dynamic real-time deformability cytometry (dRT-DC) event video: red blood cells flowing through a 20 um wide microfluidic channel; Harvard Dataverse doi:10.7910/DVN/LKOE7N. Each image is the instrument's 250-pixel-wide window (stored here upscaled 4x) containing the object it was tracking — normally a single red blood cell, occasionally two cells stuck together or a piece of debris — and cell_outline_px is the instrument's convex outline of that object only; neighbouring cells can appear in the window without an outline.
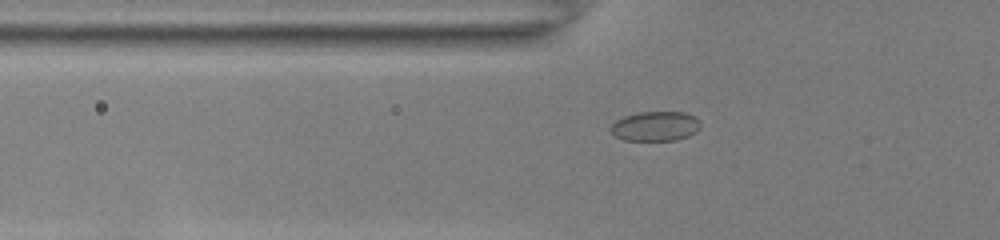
{"species": "common noctule bat (a hibernating species)", "species_latin": "Nyctalus noctula", "temperature_condition": "room temperature", "stored_images_in_passage": 43, "camera_frame_rate_fps": 3000, "um_per_image_px": 0.085, "animal": {"sex": "female", "body_mass_g": 22.0, "forearm_length_mm": 56.7}, "frame": {"image": 1, "passage_image": 10, "time_ms": 3.0, "image_size_px": [1000, 240], "cell_outline_px": [[700, 128], [696, 132], [688, 136], [676, 140], [624, 140], [616, 136], [608, 128], [616, 120], [624, 116], [640, 112], [688, 112], [696, 116], [700, 120]], "centroid_in_image_um": [55.74, 10.72], "position_along_channel_um": 70.1, "area_um2": 15.66}}
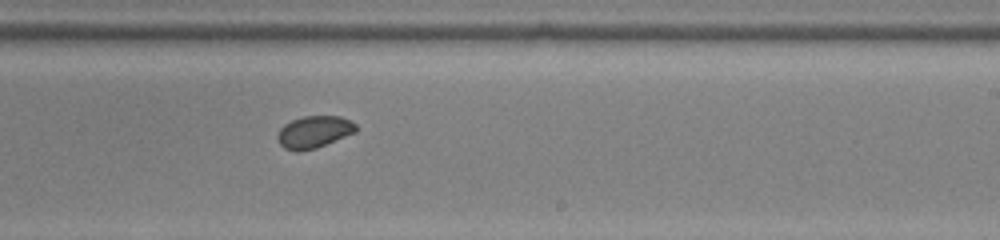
{"frame": {"image": 2, "passage_image": 25, "time_ms": 8.0, "image_size_px": [1000, 240], "cell_outline_px": [[356, 132], [316, 148], [300, 152], [296, 152], [284, 148], [280, 144], [276, 136], [280, 128], [284, 124], [292, 120], [304, 116], [340, 116], [352, 120], [356, 124]], "centroid_in_image_um": [26.68, 11.22], "position_along_channel_um": 262.3, "area_um2": 14.8}}
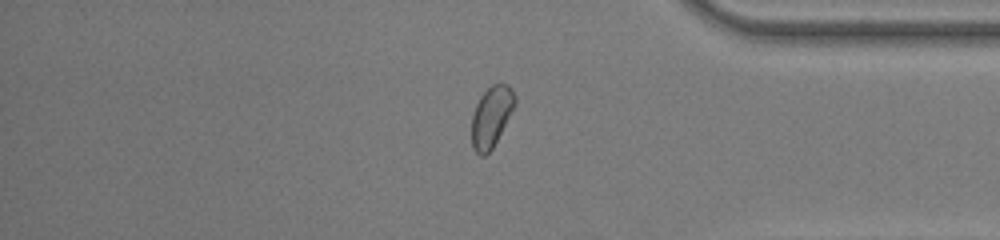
{"frame": {"image": 3, "passage_image": 36, "time_ms": 11.667, "image_size_px": [1000, 240], "cell_outline_px": [[516, 104], [492, 148], [484, 156], [480, 156], [472, 148], [472, 116], [476, 104], [480, 96], [492, 84], [500, 80], [508, 84], [512, 88], [516, 96]], "centroid_in_image_um": [41.78, 9.85], "position_along_channel_um": 393.4, "area_um2": 15.43}}